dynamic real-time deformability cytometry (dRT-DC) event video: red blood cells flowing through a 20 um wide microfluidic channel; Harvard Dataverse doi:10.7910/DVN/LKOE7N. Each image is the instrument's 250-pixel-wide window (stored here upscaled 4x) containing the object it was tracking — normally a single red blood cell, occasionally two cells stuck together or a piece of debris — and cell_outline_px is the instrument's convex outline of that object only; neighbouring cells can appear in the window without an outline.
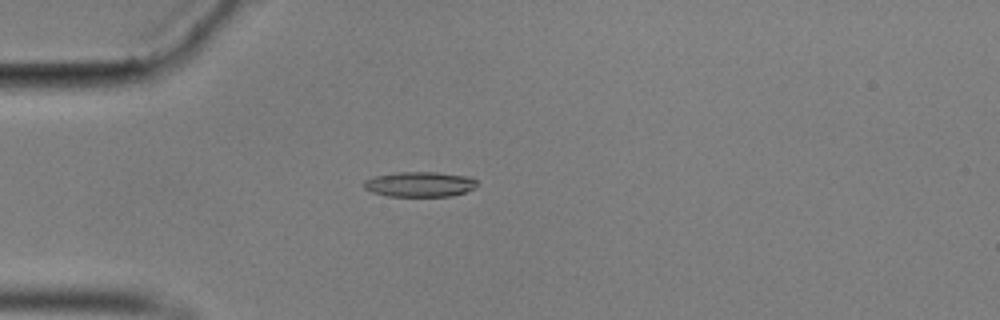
{"species": "common noctule bat (a hibernating species)", "species_latin": "Nyctalus noctula", "temperature_condition": "cold", "stored_images_in_passage": 49, "camera_frame_rate_fps": 3000, "um_per_image_px": 0.085, "animal": {"sex": "male", "body_mass_g": 17.9}, "frame": {"image": 1, "passage_image": 8, "time_ms": 2.333, "image_size_px": [1000, 320], "cell_outline_px": [[480, 184], [476, 188], [452, 196], [388, 196], [372, 192], [364, 188], [364, 180], [376, 176], [396, 172], [436, 172], [472, 176]], "centroid_in_image_um": [35.74, 15.65], "position_along_channel_um": 49.3, "area_um2": 16.76}}
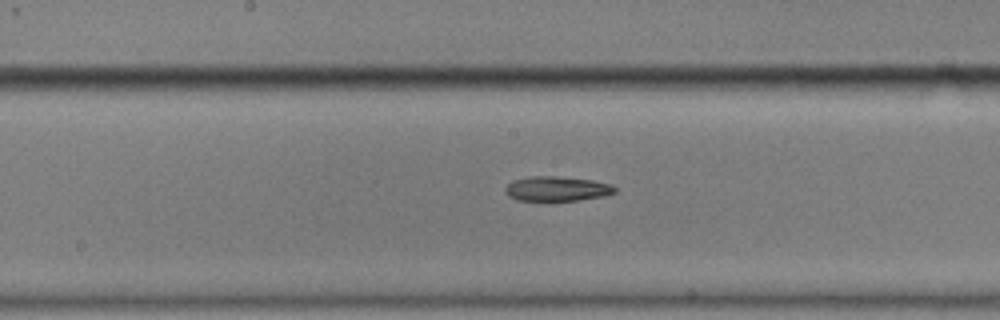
{"frame": {"image": 2, "passage_image": 22, "time_ms": 7.0, "image_size_px": [1000, 320], "cell_outline_px": [[616, 192], [604, 196], [580, 200], [516, 200], [508, 196], [504, 192], [504, 188], [512, 180], [532, 176], [556, 176], [592, 180], [612, 184], [616, 188]], "centroid_in_image_um": [47.33, 16.04], "position_along_channel_um": 200.9, "area_um2": 15.84}}
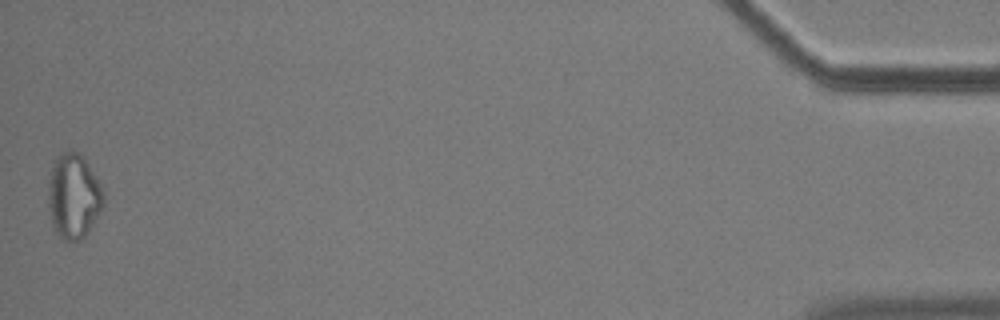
{"frame": {"image": 3, "passage_image": 49, "time_ms": 16.0, "image_size_px": [1000, 320], "cell_outline_px": [[104, 204], [100, 212], [88, 232], [80, 240], [64, 240], [56, 232], [52, 224], [48, 208], [48, 180], [52, 164], [56, 156], [72, 148], [88, 164], [104, 188]], "centroid_in_image_um": [6.25, 16.66], "position_along_channel_um": 429.0, "area_um2": 27.57}}